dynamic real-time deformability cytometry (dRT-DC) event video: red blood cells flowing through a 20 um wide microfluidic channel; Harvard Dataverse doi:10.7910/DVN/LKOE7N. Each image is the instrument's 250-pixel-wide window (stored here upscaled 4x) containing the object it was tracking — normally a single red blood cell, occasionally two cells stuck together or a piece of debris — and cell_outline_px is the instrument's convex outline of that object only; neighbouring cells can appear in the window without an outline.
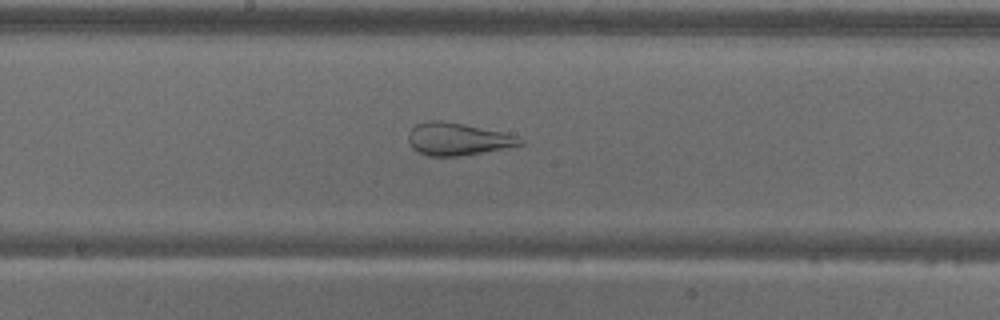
{"species": "common noctule bat (a hibernating species)", "species_latin": "Nyctalus noctula", "temperature_condition": "warm", "stored_images_in_passage": 44, "camera_frame_rate_fps": 3000, "um_per_image_px": 0.085, "animal": {"sex": "male", "body_mass_g": 18.8}, "frame": {"image": 1, "passage_image": 17, "time_ms": 5.333, "image_size_px": [1000, 320], "cell_outline_px": [[524, 144], [460, 156], [428, 156], [412, 148], [408, 140], [408, 132], [416, 124], [428, 120], [440, 120], [464, 124], [504, 132], [516, 136], [524, 140]], "centroid_in_image_um": [38.87, 11.81], "position_along_channel_um": 209.3, "area_um2": 21.04}}
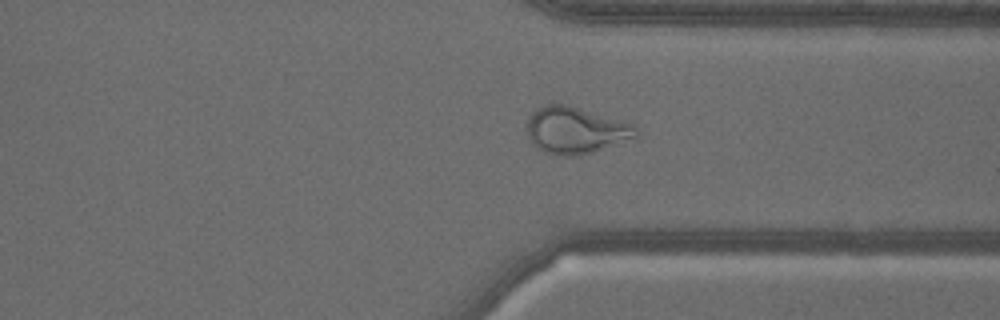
{"frame": {"image": 2, "passage_image": 30, "time_ms": 9.667, "image_size_px": [1000, 320], "cell_outline_px": [[640, 132], [636, 136], [592, 152], [580, 156], [556, 156], [544, 152], [536, 148], [528, 140], [528, 120], [532, 112], [536, 108], [548, 104], [568, 104], [620, 120], [632, 124]], "centroid_in_image_um": [48.87, 11.08], "position_along_channel_um": 362.5, "area_um2": 29.59}}
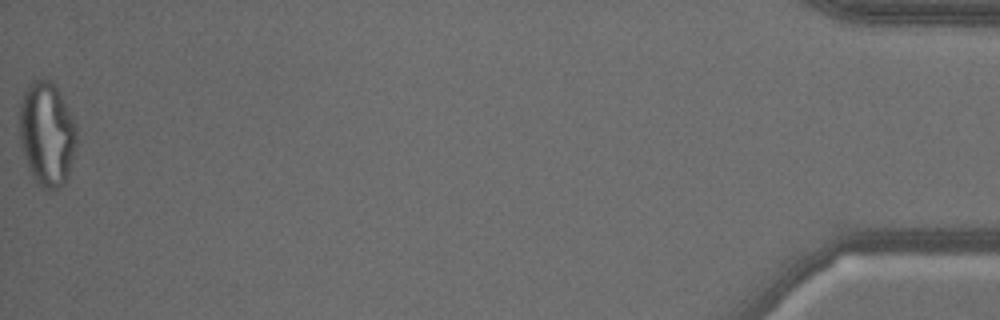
{"frame": {"image": 3, "passage_image": 44, "time_ms": 14.333, "image_size_px": [1000, 320], "cell_outline_px": [[76, 148], [68, 176], [64, 184], [52, 192], [44, 192], [40, 188], [32, 176], [28, 168], [20, 148], [20, 104], [24, 92], [28, 84], [44, 76], [52, 80], [68, 108], [72, 116], [76, 128]], "centroid_in_image_um": [3.98, 11.43], "position_along_channel_um": 431.2, "area_um2": 35.32}, "authors_computed_cell_mechanics": {"area_um2": 29.2757, "velocity_mm_per_s": 3.5457, "shape_relaxation_time_tau1_ms": null, "shape_relaxation_time_tau2_ms": 0.7107, "deformation_change_tau1": null, "deformation_change_tau2": 0.085}}